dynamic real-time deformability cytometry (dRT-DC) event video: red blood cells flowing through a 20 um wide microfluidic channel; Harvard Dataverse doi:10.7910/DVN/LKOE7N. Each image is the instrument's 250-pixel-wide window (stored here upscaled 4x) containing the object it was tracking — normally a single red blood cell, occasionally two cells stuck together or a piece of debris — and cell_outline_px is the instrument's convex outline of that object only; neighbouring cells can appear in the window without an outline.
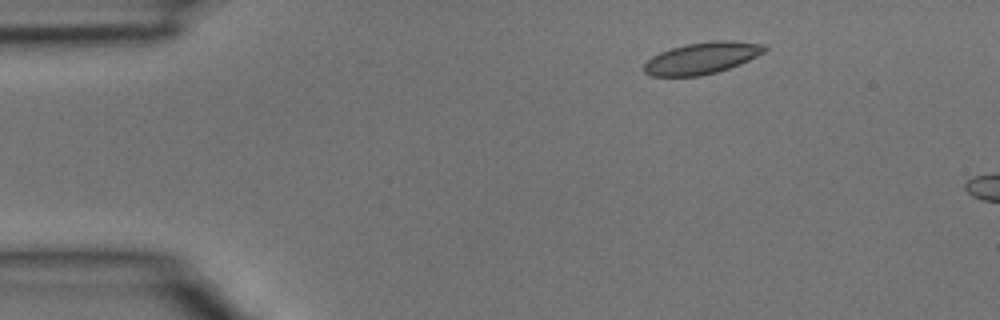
{"species": "common noctule bat (a hibernating species)", "species_latin": "Nyctalus noctula", "temperature_condition": "room temperature", "stored_images_in_passage": 2, "camera_frame_rate_fps": 3000, "um_per_image_px": 0.085, "animal": {"sex": "male", "body_mass_g": 15.6}, "frame": {"image": 1, "passage_image": 1, "time_ms": 0.0, "image_size_px": [1000, 320], "cell_outline_px": [[768, 48], [764, 52], [740, 64], [716, 72], [700, 76], [652, 76], [644, 72], [644, 64], [652, 56], [660, 52], [684, 44], [712, 40], [732, 40], [768, 44]], "centroid_in_image_um": [59.69, 4.92], "position_along_channel_um": 25.3, "area_um2": 22.37}}